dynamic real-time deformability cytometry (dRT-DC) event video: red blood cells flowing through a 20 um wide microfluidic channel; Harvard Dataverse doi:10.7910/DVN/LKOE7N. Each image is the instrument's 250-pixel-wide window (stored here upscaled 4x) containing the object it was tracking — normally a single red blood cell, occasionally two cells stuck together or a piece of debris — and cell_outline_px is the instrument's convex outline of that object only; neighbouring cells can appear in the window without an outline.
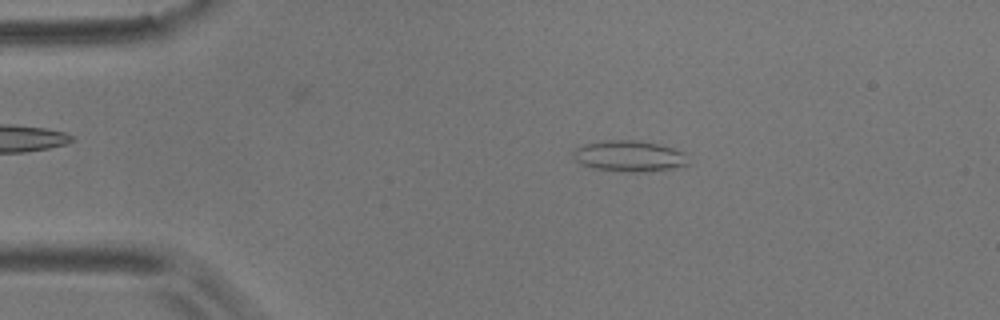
{"species": "common noctule bat (a hibernating species)", "species_latin": "Nyctalus noctula", "temperature_condition": "room temperature", "stored_images_in_passage": 10, "camera_frame_rate_fps": 3000, "um_per_image_px": 0.085, "animal": {"sex": "male", "body_mass_g": 17.9}, "frame": {"image": 1, "passage_image": 2, "time_ms": 0.333, "image_size_px": [1000, 320], "cell_outline_px": [[688, 164], [672, 168], [648, 172], [632, 172], [592, 168], [580, 164], [572, 156], [572, 152], [576, 148], [584, 144], [604, 140], [640, 140], [660, 144], [688, 152]], "centroid_in_image_um": [53.52, 13.26], "position_along_channel_um": 31.5, "area_um2": 21.15}}
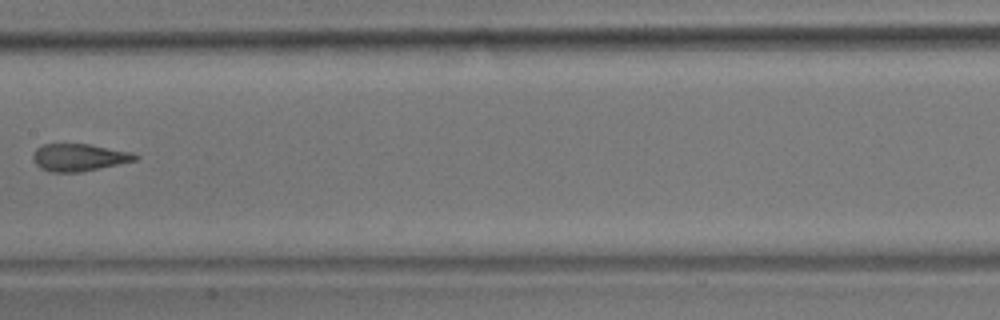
{"frame": {"image": 2, "passage_image": 7, "time_ms": 2.0, "image_size_px": [1000, 320], "cell_outline_px": [[140, 156], [136, 160], [100, 168], [80, 172], [52, 172], [40, 168], [32, 160], [32, 156], [36, 148], [44, 144], [88, 144], [132, 152]], "centroid_in_image_um": [6.7, 13.38], "position_along_channel_um": 200.7, "area_um2": 16.24}}
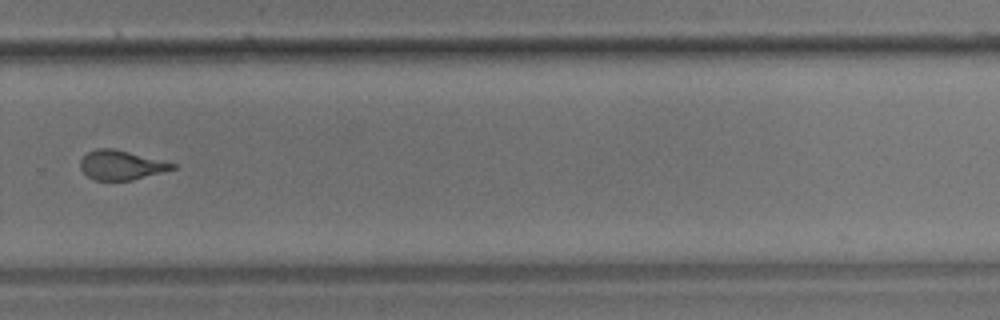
{"frame": {"image": 3, "passage_image": 10, "time_ms": 3.0, "image_size_px": [1000, 320], "cell_outline_px": [[176, 168], [132, 180], [92, 180], [80, 168], [80, 160], [88, 152], [96, 148], [112, 148], [176, 164]], "centroid_in_image_um": [10.25, 14.04], "position_along_channel_um": 319.5, "area_um2": 15.49}}